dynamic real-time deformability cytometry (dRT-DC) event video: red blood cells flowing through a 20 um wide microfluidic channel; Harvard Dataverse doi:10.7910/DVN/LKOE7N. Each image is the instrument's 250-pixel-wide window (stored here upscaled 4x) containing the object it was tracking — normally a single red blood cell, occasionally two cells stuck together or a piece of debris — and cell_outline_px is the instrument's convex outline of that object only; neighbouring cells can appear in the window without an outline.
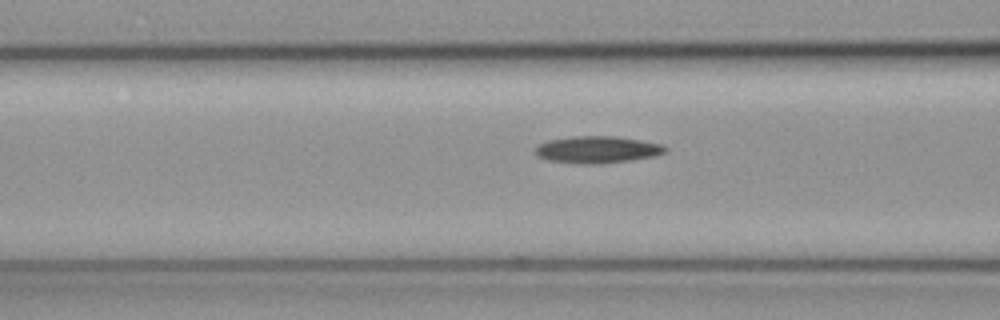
{"species": "common noctule bat (a hibernating species)", "species_latin": "Nyctalus noctula", "temperature_condition": "cold", "stored_images_in_passage": 9, "camera_frame_rate_fps": 3000, "um_per_image_px": 0.085, "animal": {"sex": "female", "body_mass_g": 19.3, "forearm_length_mm": 54.1}, "frame": {"image": 1, "passage_image": 7, "time_ms": 2.0, "image_size_px": [1000, 320], "cell_outline_px": [[668, 152], [656, 156], [600, 164], [576, 164], [548, 160], [536, 156], [536, 144], [548, 140], [572, 136], [616, 136], [640, 140], [660, 144], [668, 148]], "centroid_in_image_um": [50.75, 12.72], "position_along_channel_um": 115.8, "area_um2": 20.63}}